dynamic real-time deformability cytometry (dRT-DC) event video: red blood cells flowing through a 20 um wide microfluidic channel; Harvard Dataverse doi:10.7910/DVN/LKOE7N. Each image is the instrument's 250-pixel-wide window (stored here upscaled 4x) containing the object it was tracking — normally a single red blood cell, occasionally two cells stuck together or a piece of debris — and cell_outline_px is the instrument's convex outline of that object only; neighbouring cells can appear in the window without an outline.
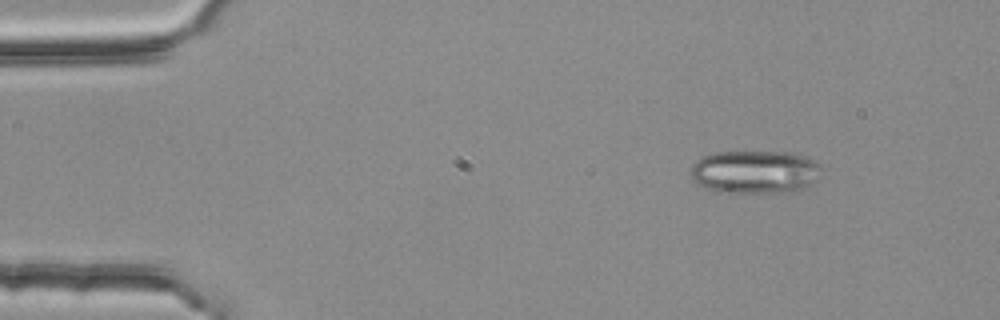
{"species": "common noctule bat (a hibernating species)", "species_latin": "Nyctalus noctula", "temperature_condition": "room temperature", "stored_images_in_passage": 3, "camera_frame_rate_fps": 3000, "um_per_image_px": 0.085, "animal": {"sex": "female", "body_mass_g": 25.1}, "frame": {"image": 1, "passage_image": 1, "time_ms": 0.0, "image_size_px": [1000, 320], "cell_outline_px": [[820, 168], [812, 184], [792, 192], [720, 192], [696, 184], [692, 180], [692, 164], [700, 156], [712, 152], [784, 152], [804, 156], [820, 164]], "centroid_in_image_um": [64.11, 14.6], "position_along_channel_um": 20.9, "area_um2": 32.66}}